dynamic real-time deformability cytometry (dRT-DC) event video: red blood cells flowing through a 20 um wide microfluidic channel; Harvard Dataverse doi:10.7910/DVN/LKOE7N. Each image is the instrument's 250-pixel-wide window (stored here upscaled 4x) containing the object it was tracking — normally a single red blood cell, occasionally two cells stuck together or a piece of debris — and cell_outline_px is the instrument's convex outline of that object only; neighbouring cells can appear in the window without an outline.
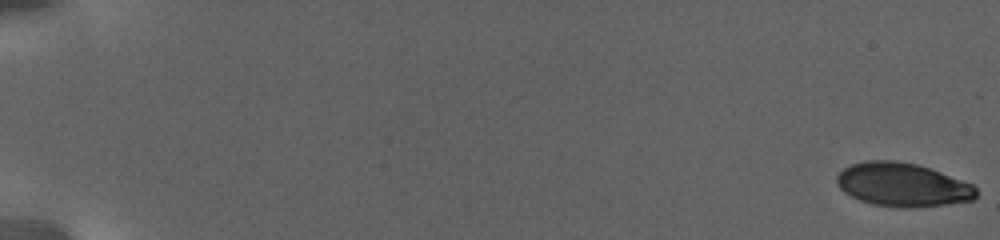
{"species": "human", "species_latin": "Homo sapiens", "temperature_condition": "warm", "stored_images_in_passage": 46, "camera_frame_rate_fps": 3000, "um_per_image_px": 0.085, "donor": {"sex": "female"}, "frame": {"image": 1, "passage_image": 1, "time_ms": 0.0, "image_size_px": [1000, 240], "cell_outline_px": [[976, 196], [972, 200], [948, 204], [916, 208], [896, 208], [872, 204], [860, 200], [844, 192], [836, 184], [836, 176], [844, 168], [852, 164], [868, 160], [892, 160], [916, 164], [940, 172], [972, 184], [976, 188]], "centroid_in_image_um": [76.69, 15.72], "position_along_channel_um": 8.3, "area_um2": 35.43}}
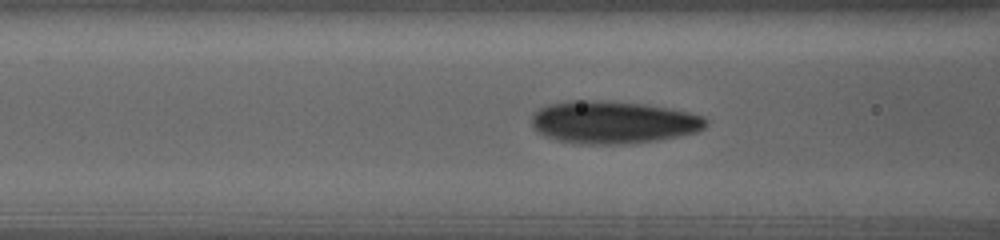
{"frame": {"image": 2, "passage_image": 35, "time_ms": 11.333, "image_size_px": [1000, 240], "cell_outline_px": [[708, 124], [704, 128], [696, 132], [660, 140], [632, 144], [580, 144], [560, 140], [544, 136], [536, 132], [532, 128], [532, 116], [540, 108], [548, 104], [564, 100], [604, 100], [644, 104], [672, 108], [704, 116], [708, 120]], "centroid_in_image_um": [52.12, 10.39], "position_along_channel_um": 114.5, "area_um2": 43.81}}
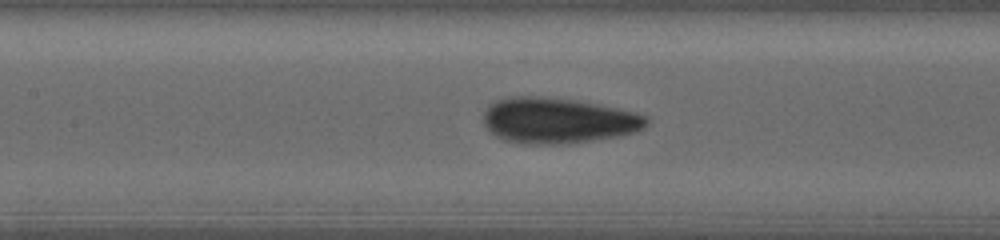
{"frame": {"image": 3, "passage_image": 45, "time_ms": 13.0, "image_size_px": [1000, 240], "cell_outline_px": [[648, 124], [644, 128], [636, 132], [616, 136], [568, 144], [516, 144], [500, 140], [484, 124], [484, 112], [496, 100], [512, 96], [540, 96], [576, 100], [636, 112], [648, 116]], "centroid_in_image_um": [47.42, 10.26], "position_along_channel_um": 160.0, "area_um2": 43.58}}